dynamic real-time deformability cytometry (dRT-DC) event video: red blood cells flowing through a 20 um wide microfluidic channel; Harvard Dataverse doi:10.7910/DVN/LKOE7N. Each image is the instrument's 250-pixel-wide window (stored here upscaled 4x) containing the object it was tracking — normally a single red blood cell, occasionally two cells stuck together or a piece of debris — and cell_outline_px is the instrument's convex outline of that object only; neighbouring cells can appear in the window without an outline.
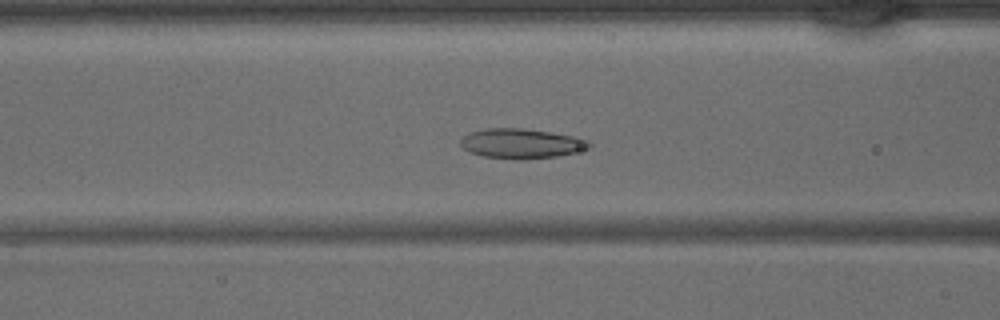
{"species": "common noctule bat (a hibernating species)", "species_latin": "Nyctalus noctula", "temperature_condition": "warm", "stored_images_in_passage": 43, "camera_frame_rate_fps": 3000, "um_per_image_px": 0.085, "animal": {"sex": "male", "body_mass_g": 15.6}, "frame": {"image": 1, "passage_image": 17, "time_ms": 5.333, "image_size_px": [1000, 320], "cell_outline_px": [[592, 148], [556, 156], [524, 160], [512, 160], [484, 156], [472, 152], [464, 148], [460, 144], [460, 140], [464, 136], [472, 132], [484, 128], [524, 128], [552, 132], [576, 136], [588, 140], [592, 144]], "centroid_in_image_um": [44.36, 12.2], "position_along_channel_um": 122.2, "area_um2": 22.54}}
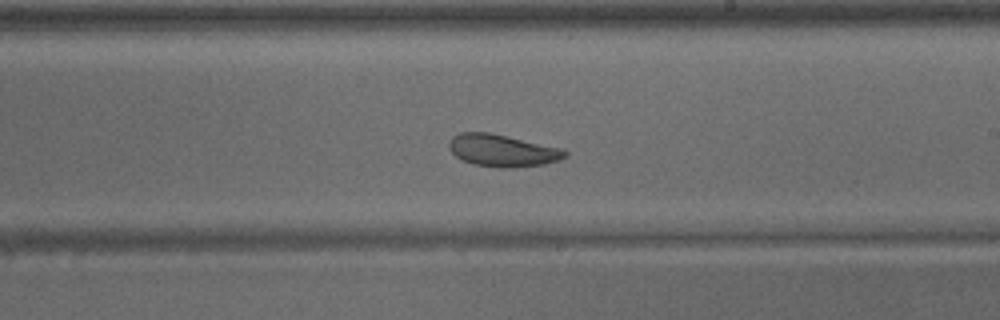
{"frame": {"image": 2, "passage_image": 25, "time_ms": 8.0, "image_size_px": [1000, 320], "cell_outline_px": [[568, 156], [560, 160], [544, 164], [512, 168], [500, 168], [472, 164], [456, 156], [448, 148], [448, 144], [452, 136], [460, 132], [488, 132], [564, 148], [568, 152]], "centroid_in_image_um": [42.73, 12.79], "position_along_channel_um": 246.3, "area_um2": 21.96}}
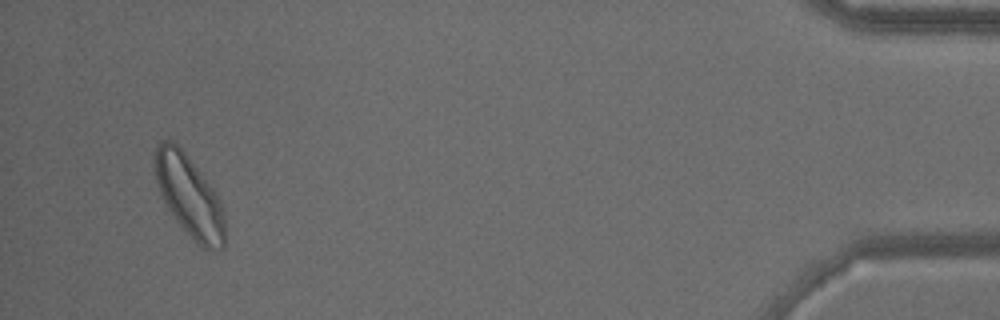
{"frame": {"image": 3, "passage_image": 41, "time_ms": 13.333, "image_size_px": [1000, 320], "cell_outline_px": [[224, 248], [216, 252], [212, 252], [196, 244], [192, 240], [176, 220], [164, 204], [156, 180], [152, 164], [156, 144], [164, 140], [176, 140], [216, 192], [220, 200], [224, 212]], "centroid_in_image_um": [16.07, 16.65], "position_along_channel_um": 419.1, "area_um2": 34.04}}